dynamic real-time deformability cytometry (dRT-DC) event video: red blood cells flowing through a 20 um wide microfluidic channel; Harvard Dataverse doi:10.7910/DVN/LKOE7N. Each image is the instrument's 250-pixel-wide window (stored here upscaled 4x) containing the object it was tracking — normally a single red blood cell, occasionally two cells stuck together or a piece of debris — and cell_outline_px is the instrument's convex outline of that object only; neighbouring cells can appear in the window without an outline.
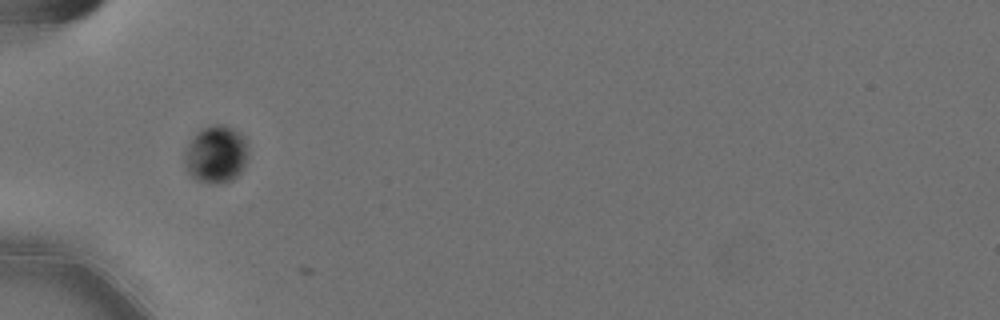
{"species": "Egyptian fruit bat (a non-hibernating species)", "species_latin": "Rousettus aegyptiacus", "temperature_condition": "cold", "stored_images_in_passage": 37, "camera_frame_rate_fps": 3000, "um_per_image_px": 0.085, "animal": {"sex": "female"}, "frame": {"image": 1, "passage_image": 1, "time_ms": 0.0, "image_size_px": [1000, 320], "cell_outline_px": [[248, 152], [244, 168], [232, 180], [216, 184], [208, 184], [196, 180], [184, 168], [184, 152], [188, 144], [196, 132], [200, 128], [212, 124], [224, 124], [240, 132], [248, 140]], "centroid_in_image_um": [18.36, 13.1], "position_along_channel_um": 66.6, "area_um2": 21.91}}